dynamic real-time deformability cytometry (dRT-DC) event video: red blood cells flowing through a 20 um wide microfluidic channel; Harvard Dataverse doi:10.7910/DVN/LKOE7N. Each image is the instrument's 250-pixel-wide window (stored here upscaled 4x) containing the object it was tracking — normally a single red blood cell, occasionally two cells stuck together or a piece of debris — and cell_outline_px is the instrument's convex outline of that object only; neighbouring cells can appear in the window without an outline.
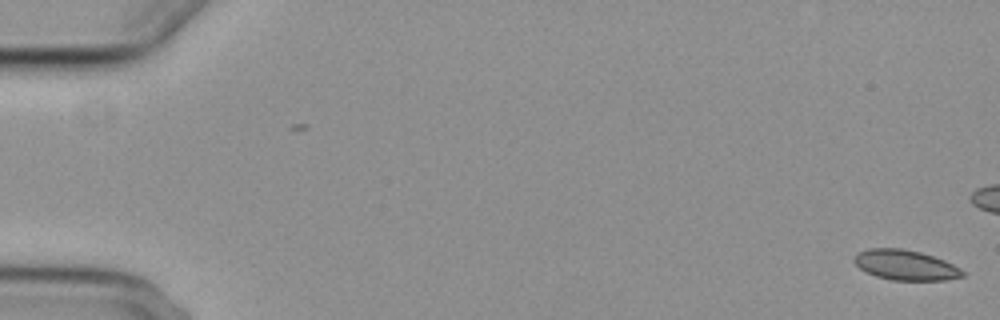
{"species": "common noctule bat (a hibernating species)", "species_latin": "Nyctalus noctula", "temperature_condition": "cold", "stored_images_in_passage": 6, "camera_frame_rate_fps": 3000, "um_per_image_px": 0.085, "animal": {"sex": "female", "body_mass_g": 29.2, "forearm_length_mm": 56.3}, "frame": {"image": 1, "passage_image": 1, "time_ms": 0.0, "image_size_px": [1000, 320], "cell_outline_px": [[964, 276], [944, 280], [892, 280], [876, 276], [860, 268], [852, 260], [856, 252], [868, 248], [900, 248], [920, 252], [944, 260], [960, 268], [964, 272]], "centroid_in_image_um": [76.93, 22.52], "position_along_channel_um": 8.1, "area_um2": 18.96}}